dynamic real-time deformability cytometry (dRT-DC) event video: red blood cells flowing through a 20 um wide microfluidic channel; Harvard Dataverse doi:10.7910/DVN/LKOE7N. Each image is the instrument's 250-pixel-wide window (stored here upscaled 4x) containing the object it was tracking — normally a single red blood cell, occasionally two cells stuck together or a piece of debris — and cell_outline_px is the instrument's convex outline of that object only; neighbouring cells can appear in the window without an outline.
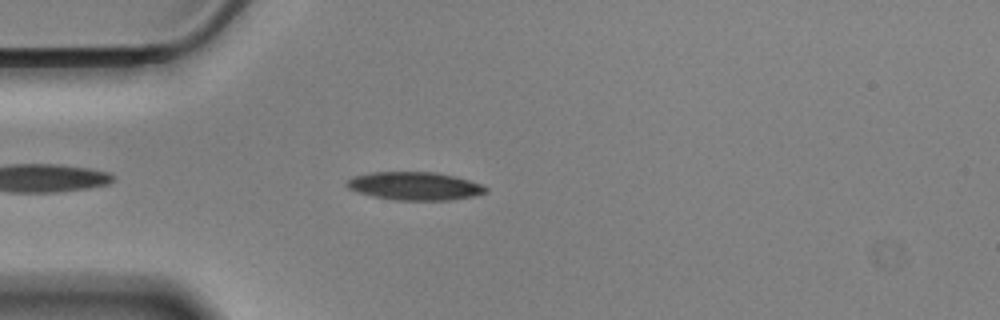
{"species": "Egyptian fruit bat (a non-hibernating species)", "species_latin": "Rousettus aegyptiacus", "temperature_condition": "cold", "stored_images_in_passage": 32, "camera_frame_rate_fps": 3000, "um_per_image_px": 0.085, "animal": {"sex": "male"}, "frame": {"image": 1, "passage_image": 6, "time_ms": 1.667, "image_size_px": [1000, 320], "cell_outline_px": [[488, 192], [476, 196], [448, 200], [396, 200], [372, 196], [348, 188], [344, 184], [352, 176], [372, 172], [436, 172], [468, 180], [480, 184], [488, 188]], "centroid_in_image_um": [35.25, 15.81], "position_along_channel_um": 49.8, "area_um2": 22.72}}
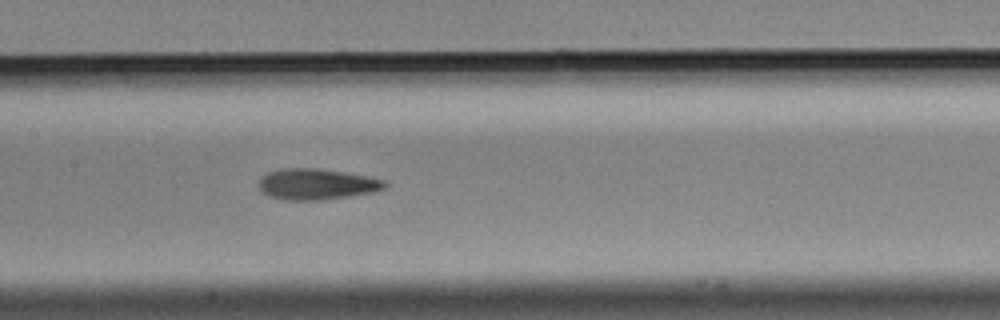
{"frame": {"image": 2, "passage_image": 18, "time_ms": 5.667, "image_size_px": [1000, 320], "cell_outline_px": [[388, 184], [384, 188], [372, 192], [348, 196], [320, 200], [284, 200], [268, 196], [260, 192], [260, 176], [268, 172], [280, 168], [316, 168], [344, 172], [368, 176], [384, 180]], "centroid_in_image_um": [26.87, 15.65], "position_along_channel_um": 180.5, "area_um2": 22.77}}
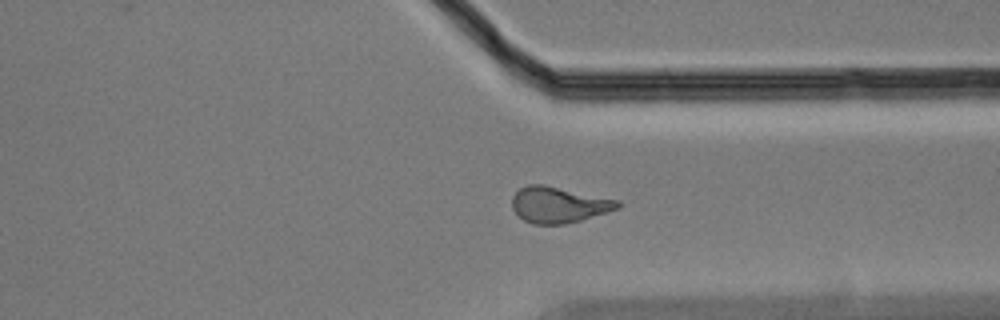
{"frame": {"image": 3, "passage_image": 30, "time_ms": 9.667, "image_size_px": [1000, 320], "cell_outline_px": [[620, 208], [608, 212], [580, 220], [564, 224], [532, 224], [524, 220], [512, 208], [512, 196], [520, 188], [528, 184], [544, 184], [620, 200]], "centroid_in_image_um": [47.5, 17.39], "position_along_channel_um": 363.9, "area_um2": 22.2}}